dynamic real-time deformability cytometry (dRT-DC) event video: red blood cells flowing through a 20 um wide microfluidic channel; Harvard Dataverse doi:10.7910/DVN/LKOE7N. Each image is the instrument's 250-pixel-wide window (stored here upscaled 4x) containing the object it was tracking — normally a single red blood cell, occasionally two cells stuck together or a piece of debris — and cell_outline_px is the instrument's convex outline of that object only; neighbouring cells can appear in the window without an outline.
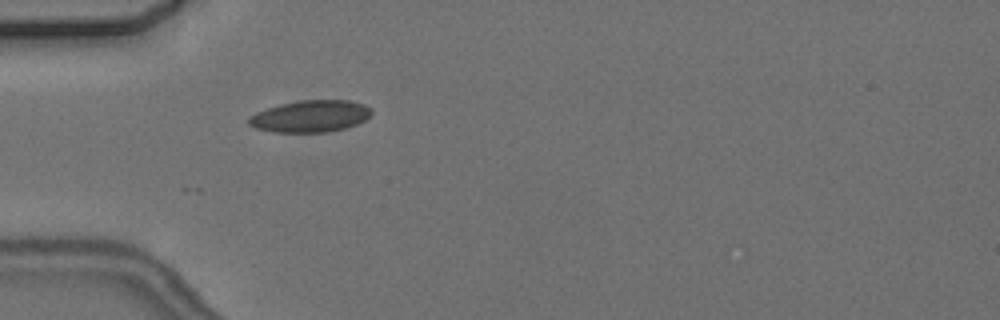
{"species": "common noctule bat (a hibernating species)", "species_latin": "Nyctalus noctula", "temperature_condition": "cold", "stored_images_in_passage": 1, "camera_frame_rate_fps": 3000, "um_per_image_px": 0.085, "animal": {"sex": "female", "body_mass_g": 24.6, "forearm_length_mm": 56.2}, "frame": {"image": 1, "passage_image": 1, "time_ms": 0.0, "image_size_px": [1000, 320], "cell_outline_px": [[372, 116], [356, 124], [344, 128], [328, 132], [272, 132], [256, 128], [248, 124], [248, 116], [256, 112], [280, 104], [300, 100], [348, 100], [364, 104], [372, 108]], "centroid_in_image_um": [26.39, 9.87], "position_along_channel_um": 58.6, "area_um2": 22.89}}